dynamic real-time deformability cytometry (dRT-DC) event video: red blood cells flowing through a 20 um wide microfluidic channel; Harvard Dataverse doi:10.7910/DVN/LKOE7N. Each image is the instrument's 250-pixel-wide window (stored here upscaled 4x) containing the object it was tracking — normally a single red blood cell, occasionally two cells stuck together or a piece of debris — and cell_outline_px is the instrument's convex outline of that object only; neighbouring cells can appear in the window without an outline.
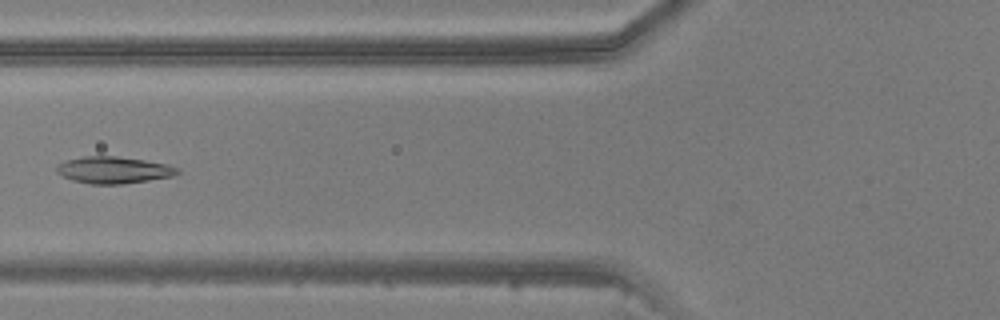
{"species": "common noctule bat (a hibernating species)", "species_latin": "Nyctalus noctula", "temperature_condition": "warm", "stored_images_in_passage": 5, "camera_frame_rate_fps": 3000, "um_per_image_px": 0.085, "animal": {"sex": "male", "body_mass_g": 20.5, "forearm_length_mm": 52.5}, "frame": {"image": 1, "passage_image": 5, "time_ms": 4.667, "image_size_px": [1000, 320], "cell_outline_px": [[180, 172], [172, 176], [148, 180], [120, 184], [88, 184], [72, 180], [56, 172], [56, 168], [60, 164], [68, 160], [84, 156], [116, 156], [144, 160], [168, 164], [180, 168]], "centroid_in_image_um": [9.68, 14.45], "position_along_channel_um": 116.1, "area_um2": 18.73}}